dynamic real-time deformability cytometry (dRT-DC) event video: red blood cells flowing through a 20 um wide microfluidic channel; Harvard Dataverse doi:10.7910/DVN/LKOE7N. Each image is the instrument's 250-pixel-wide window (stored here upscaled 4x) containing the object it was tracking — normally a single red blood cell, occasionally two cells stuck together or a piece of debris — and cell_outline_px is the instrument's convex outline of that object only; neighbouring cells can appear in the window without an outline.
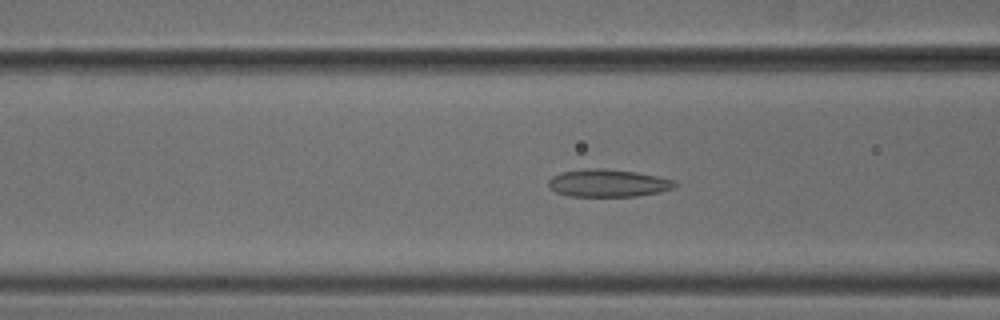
{"species": "common noctule bat (a hibernating species)", "species_latin": "Nyctalus noctula", "temperature_condition": "cold", "stored_images_in_passage": 52, "camera_frame_rate_fps": 3000, "um_per_image_px": 0.085, "animal": {"sex": "male", "body_mass_g": 18.8}, "frame": {"image": 1, "passage_image": 21, "time_ms": 6.667, "image_size_px": [1000, 320], "cell_outline_px": [[676, 188], [660, 192], [636, 196], [568, 196], [556, 192], [548, 184], [548, 180], [552, 176], [560, 172], [584, 168], [604, 168], [636, 172], [676, 180]], "centroid_in_image_um": [51.69, 15.55], "position_along_channel_um": 114.9, "area_um2": 20.46}}
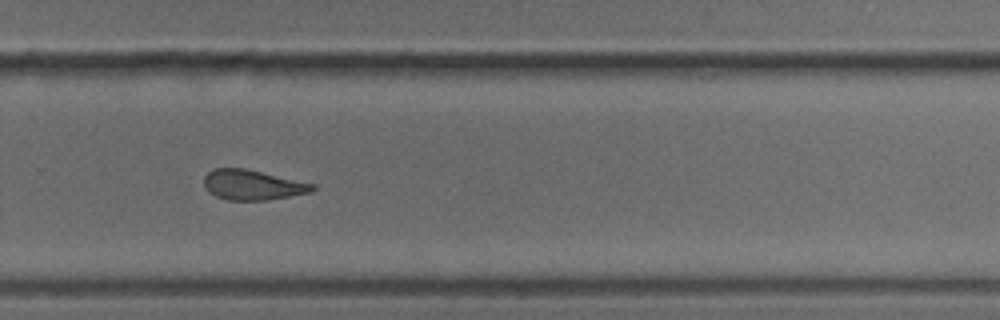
{"frame": {"image": 2, "passage_image": 36, "time_ms": 11.667, "image_size_px": [1000, 320], "cell_outline_px": [[316, 188], [312, 192], [264, 200], [228, 200], [216, 196], [208, 192], [204, 184], [204, 176], [212, 168], [244, 168], [316, 184]], "centroid_in_image_um": [21.45, 15.71], "position_along_channel_um": 308.3, "area_um2": 18.96}}
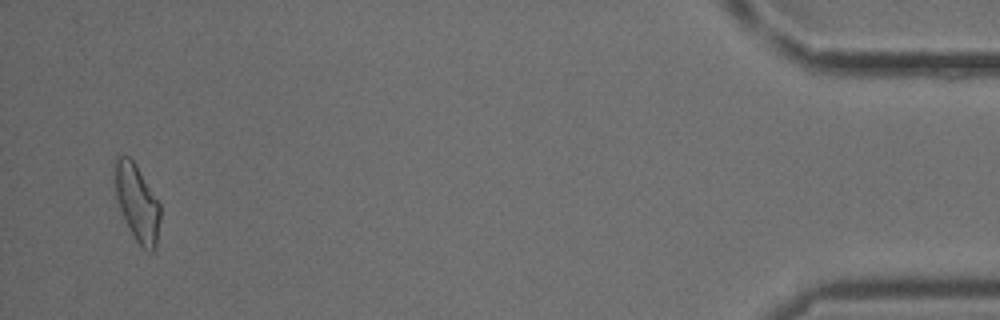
{"frame": {"image": 3, "passage_image": 51, "time_ms": 16.667, "image_size_px": [1000, 320], "cell_outline_px": [[160, 220], [156, 248], [152, 252], [148, 252], [140, 248], [124, 220], [120, 212], [116, 196], [116, 156], [128, 156], [136, 164], [160, 204]], "centroid_in_image_um": [11.68, 17.32], "position_along_channel_um": 423.5, "area_um2": 20.23}, "authors_computed_cell_mechanics": {"area_um2": 20.0855, "velocity_mm_per_s": 3.8651, "shape_relaxation_time_tau1_ms": 9.9569, "shape_relaxation_time_tau2_ms": 2.5986, "deformation_change_tau1": 0.1464, "deformation_change_tau2": 0.1129}}